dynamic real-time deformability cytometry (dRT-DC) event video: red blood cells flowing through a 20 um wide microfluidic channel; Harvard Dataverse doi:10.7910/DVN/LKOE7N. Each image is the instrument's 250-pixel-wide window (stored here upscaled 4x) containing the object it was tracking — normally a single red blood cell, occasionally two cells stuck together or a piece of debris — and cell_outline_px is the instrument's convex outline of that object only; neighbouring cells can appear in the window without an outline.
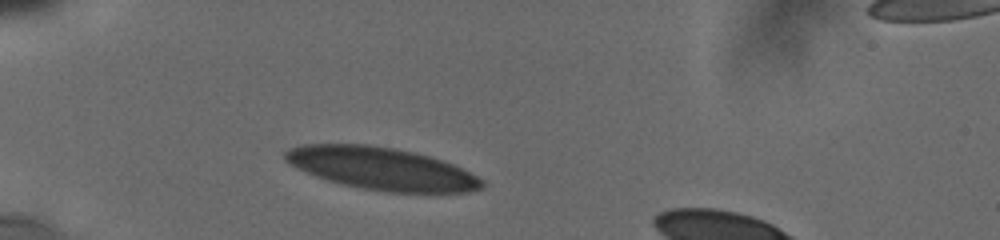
{"species": "human", "species_latin": "Homo sapiens", "temperature_condition": "cold", "stored_images_in_passage": 12, "camera_frame_rate_fps": 3000, "um_per_image_px": 0.085, "donor": {"sex": "male"}, "frame": {"image": 1, "passage_image": 1, "time_ms": 0.0, "image_size_px": [1000, 240], "cell_outline_px": [[484, 188], [468, 192], [384, 192], [360, 188], [328, 180], [316, 176], [296, 168], [288, 164], [284, 160], [284, 152], [288, 148], [300, 144], [368, 144], [396, 148], [416, 152], [452, 164], [484, 180]], "centroid_in_image_um": [32.39, 14.32], "position_along_channel_um": 52.6, "area_um2": 48.73}}
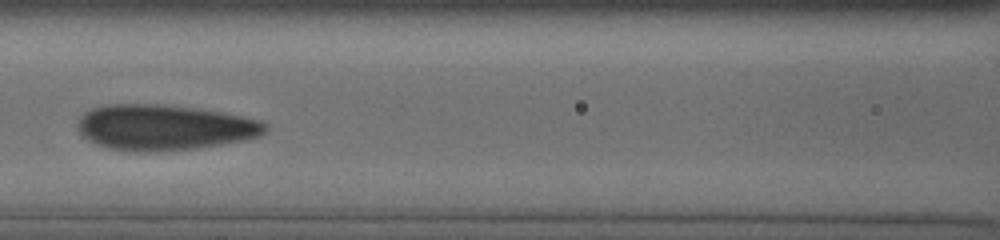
{"frame": {"image": 2, "passage_image": 11, "time_ms": 3.333, "image_size_px": [1000, 240], "cell_outline_px": [[268, 128], [260, 136], [244, 140], [196, 148], [164, 152], [136, 152], [108, 148], [96, 144], [88, 140], [76, 128], [76, 124], [80, 116], [88, 108], [108, 104], [156, 104], [200, 108], [260, 120], [268, 124]], "centroid_in_image_um": [13.92, 10.83], "position_along_channel_um": 152.7, "area_um2": 50.29}}